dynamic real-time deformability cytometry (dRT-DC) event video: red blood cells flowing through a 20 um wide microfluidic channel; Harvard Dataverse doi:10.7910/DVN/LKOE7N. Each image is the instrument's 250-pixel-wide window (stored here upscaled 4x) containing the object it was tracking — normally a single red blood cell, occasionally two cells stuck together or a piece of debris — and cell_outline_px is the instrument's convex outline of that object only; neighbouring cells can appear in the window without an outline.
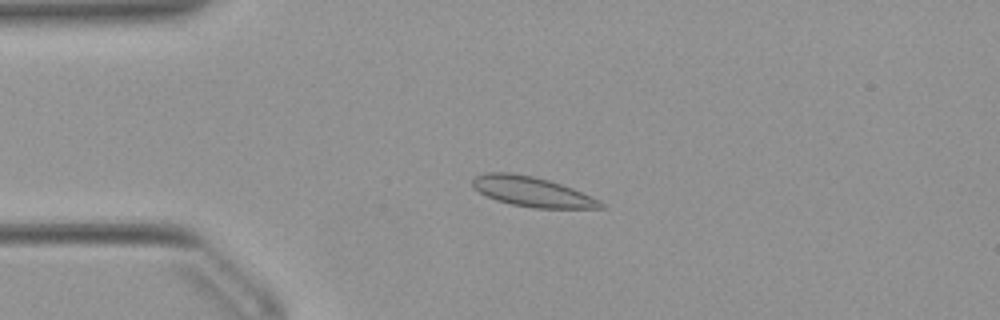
{"species": "Egyptian fruit bat (a non-hibernating species)", "species_latin": "Rousettus aegyptiacus", "temperature_condition": "warm", "stored_images_in_passage": 37, "camera_frame_rate_fps": 3000, "um_per_image_px": 0.085, "animal": {"sex": "female"}, "frame": {"image": 1, "passage_image": 11, "time_ms": 3.333, "image_size_px": [1000, 320], "cell_outline_px": [[604, 208], [532, 208], [512, 204], [496, 200], [480, 192], [472, 184], [472, 180], [476, 176], [484, 172], [508, 172], [532, 176], [548, 180], [572, 188], [600, 200], [604, 204]], "centroid_in_image_um": [45.23, 16.29], "position_along_channel_um": 39.8, "area_um2": 22.08}}
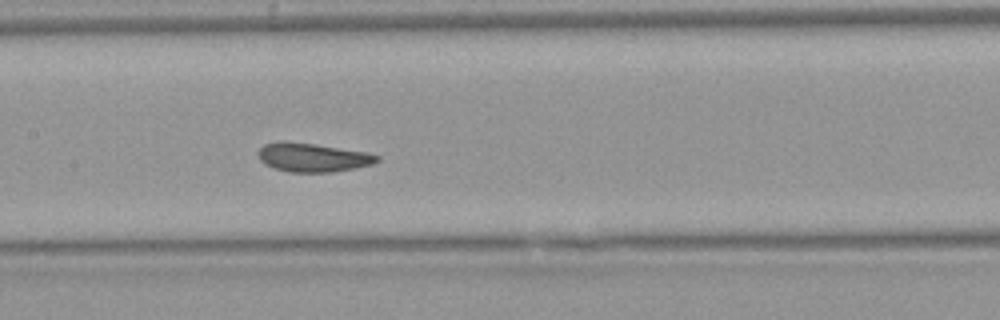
{"frame": {"image": 2, "passage_image": 24, "time_ms": 7.667, "image_size_px": [1000, 320], "cell_outline_px": [[380, 160], [372, 164], [356, 168], [332, 172], [288, 172], [272, 168], [264, 164], [260, 160], [256, 152], [264, 144], [280, 140], [284, 140], [316, 144], [368, 152], [380, 156]], "centroid_in_image_um": [26.55, 13.37], "position_along_channel_um": 180.9, "area_um2": 20.35}}
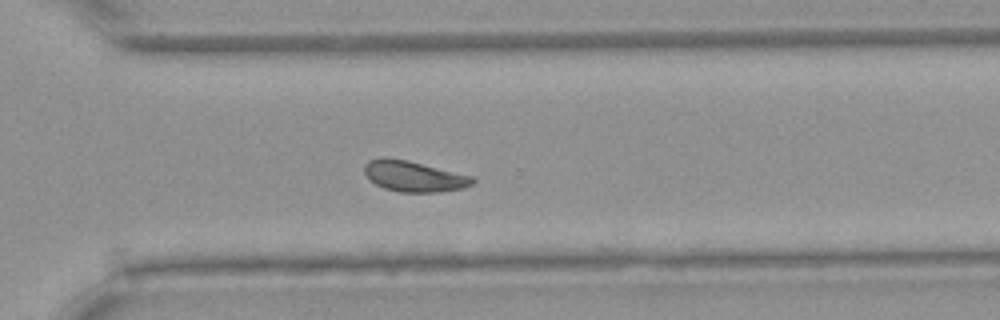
{"frame": {"image": 3, "passage_image": 36, "time_ms": 11.667, "image_size_px": [1000, 320], "cell_outline_px": [[476, 180], [472, 184], [464, 188], [440, 192], [400, 192], [384, 188], [368, 180], [364, 172], [364, 164], [368, 160], [380, 156], [388, 156], [408, 160], [472, 176]], "centroid_in_image_um": [35.13, 14.97], "position_along_channel_um": 335.5, "area_um2": 19.71}}